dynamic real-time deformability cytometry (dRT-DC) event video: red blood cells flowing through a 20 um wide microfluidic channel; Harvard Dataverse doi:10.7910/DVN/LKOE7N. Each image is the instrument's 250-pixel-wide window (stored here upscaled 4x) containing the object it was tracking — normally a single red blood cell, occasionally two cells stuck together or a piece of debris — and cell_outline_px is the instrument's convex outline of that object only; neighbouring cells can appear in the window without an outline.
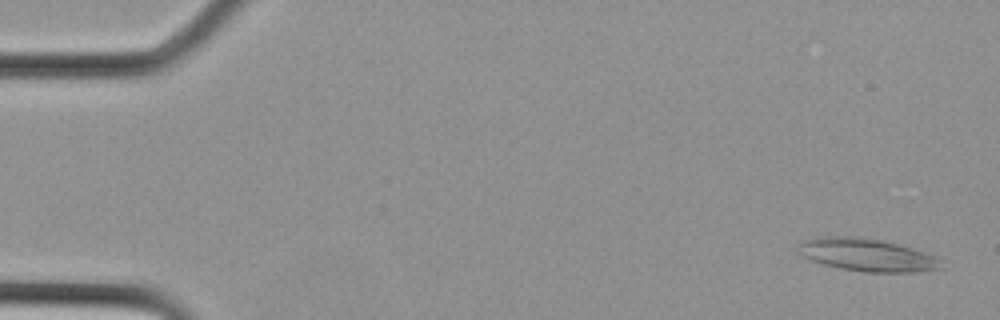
{"species": "Egyptian fruit bat (a non-hibernating species)", "species_latin": "Rousettus aegyptiacus", "temperature_condition": "cold", "stored_images_in_passage": 10, "camera_frame_rate_fps": 3000, "um_per_image_px": 0.085, "animal": {"sex": "female"}, "frame": {"image": 1, "passage_image": 1, "time_ms": 0.0, "image_size_px": [1000, 320], "cell_outline_px": [[944, 268], [912, 272], [868, 272], [840, 268], [824, 264], [800, 256], [796, 244], [800, 240], [820, 236], [856, 236], [880, 240], [912, 248], [936, 256]], "centroid_in_image_um": [73.62, 21.65], "position_along_channel_um": 11.4, "area_um2": 27.28}}
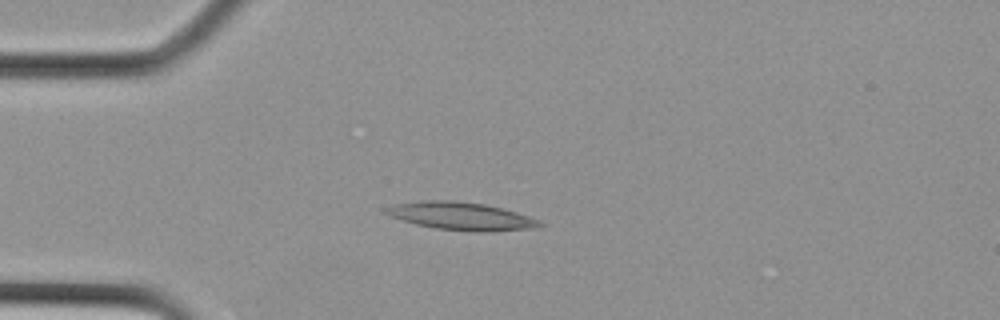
{"frame": {"image": 2, "passage_image": 7, "time_ms": 2.0, "image_size_px": [1000, 320], "cell_outline_px": [[544, 224], [532, 228], [484, 232], [472, 232], [436, 228], [416, 224], [392, 216], [384, 212], [384, 208], [396, 204], [428, 200], [452, 200], [484, 204], [516, 212], [540, 220]], "centroid_in_image_um": [39.21, 18.37], "position_along_channel_um": 45.8, "area_um2": 24.57}}
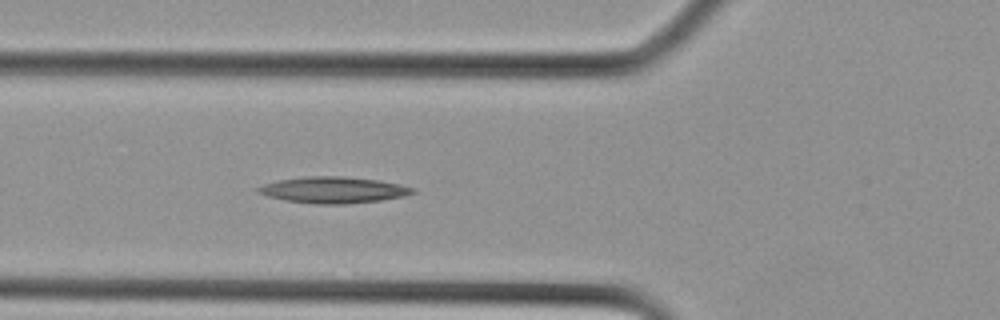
{"frame": {"image": 3, "passage_image": 10, "time_ms": 3.0, "image_size_px": [1000, 320], "cell_outline_px": [[416, 192], [404, 196], [380, 200], [344, 204], [316, 204], [284, 200], [268, 196], [256, 192], [256, 188], [264, 184], [280, 180], [304, 176], [340, 176], [380, 180], [400, 184], [416, 188]], "centroid_in_image_um": [28.35, 16.14], "position_along_channel_um": 97.5, "area_um2": 23.7}}